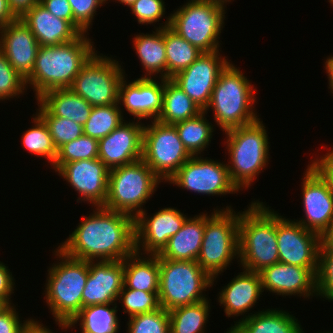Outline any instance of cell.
<instances>
[{
	"label": "cell",
	"mask_w": 333,
	"mask_h": 333,
	"mask_svg": "<svg viewBox=\"0 0 333 333\" xmlns=\"http://www.w3.org/2000/svg\"><path fill=\"white\" fill-rule=\"evenodd\" d=\"M34 126L23 132L22 144L29 153L36 157H45L52 166L57 158L58 150L54 145L49 129L45 122L35 114Z\"/></svg>",
	"instance_id": "8d00e7d4"
},
{
	"label": "cell",
	"mask_w": 333,
	"mask_h": 333,
	"mask_svg": "<svg viewBox=\"0 0 333 333\" xmlns=\"http://www.w3.org/2000/svg\"><path fill=\"white\" fill-rule=\"evenodd\" d=\"M239 259L241 267L260 272L279 262L277 213L259 200L240 212L238 223Z\"/></svg>",
	"instance_id": "3957f363"
},
{
	"label": "cell",
	"mask_w": 333,
	"mask_h": 333,
	"mask_svg": "<svg viewBox=\"0 0 333 333\" xmlns=\"http://www.w3.org/2000/svg\"><path fill=\"white\" fill-rule=\"evenodd\" d=\"M55 172L80 194L77 203L86 201L94 208L104 206L110 169L102 160L97 158L64 163Z\"/></svg>",
	"instance_id": "e0dca14e"
},
{
	"label": "cell",
	"mask_w": 333,
	"mask_h": 333,
	"mask_svg": "<svg viewBox=\"0 0 333 333\" xmlns=\"http://www.w3.org/2000/svg\"><path fill=\"white\" fill-rule=\"evenodd\" d=\"M140 252L135 251L123 259L124 286L129 289L159 292L158 255L148 254V257H144L142 250Z\"/></svg>",
	"instance_id": "83f0119b"
},
{
	"label": "cell",
	"mask_w": 333,
	"mask_h": 333,
	"mask_svg": "<svg viewBox=\"0 0 333 333\" xmlns=\"http://www.w3.org/2000/svg\"><path fill=\"white\" fill-rule=\"evenodd\" d=\"M261 118L225 132L227 163L232 182L239 190L248 189L269 163V139ZM269 155V156H268Z\"/></svg>",
	"instance_id": "8992f818"
},
{
	"label": "cell",
	"mask_w": 333,
	"mask_h": 333,
	"mask_svg": "<svg viewBox=\"0 0 333 333\" xmlns=\"http://www.w3.org/2000/svg\"><path fill=\"white\" fill-rule=\"evenodd\" d=\"M98 149L99 142L97 139L82 135L58 149L57 158L52 168L56 171L64 163L85 159H97Z\"/></svg>",
	"instance_id": "f35d334b"
},
{
	"label": "cell",
	"mask_w": 333,
	"mask_h": 333,
	"mask_svg": "<svg viewBox=\"0 0 333 333\" xmlns=\"http://www.w3.org/2000/svg\"><path fill=\"white\" fill-rule=\"evenodd\" d=\"M279 262L305 268H318V253L322 237L307 230L295 219L277 213Z\"/></svg>",
	"instance_id": "5bb4252c"
},
{
	"label": "cell",
	"mask_w": 333,
	"mask_h": 333,
	"mask_svg": "<svg viewBox=\"0 0 333 333\" xmlns=\"http://www.w3.org/2000/svg\"><path fill=\"white\" fill-rule=\"evenodd\" d=\"M161 181L142 160L110 170L108 194L103 208L136 218ZM142 207V208H141Z\"/></svg>",
	"instance_id": "ba28073f"
},
{
	"label": "cell",
	"mask_w": 333,
	"mask_h": 333,
	"mask_svg": "<svg viewBox=\"0 0 333 333\" xmlns=\"http://www.w3.org/2000/svg\"><path fill=\"white\" fill-rule=\"evenodd\" d=\"M262 292L259 272L243 269V272H240L220 290L218 302L224 306L226 317L240 316L245 313V317L241 318L244 319L249 317L246 314L258 303L257 300Z\"/></svg>",
	"instance_id": "cb8c5ba5"
},
{
	"label": "cell",
	"mask_w": 333,
	"mask_h": 333,
	"mask_svg": "<svg viewBox=\"0 0 333 333\" xmlns=\"http://www.w3.org/2000/svg\"><path fill=\"white\" fill-rule=\"evenodd\" d=\"M166 20L164 25H160L156 28V32L153 31L152 34H137L133 38V47L136 50V54L143 68L146 70L144 76L140 78L151 79L153 75L157 76L160 73L159 80L167 79L164 28L170 26V16H168Z\"/></svg>",
	"instance_id": "4316f807"
},
{
	"label": "cell",
	"mask_w": 333,
	"mask_h": 333,
	"mask_svg": "<svg viewBox=\"0 0 333 333\" xmlns=\"http://www.w3.org/2000/svg\"><path fill=\"white\" fill-rule=\"evenodd\" d=\"M17 17L11 11L7 0H0V28L15 21Z\"/></svg>",
	"instance_id": "816d5d0a"
},
{
	"label": "cell",
	"mask_w": 333,
	"mask_h": 333,
	"mask_svg": "<svg viewBox=\"0 0 333 333\" xmlns=\"http://www.w3.org/2000/svg\"><path fill=\"white\" fill-rule=\"evenodd\" d=\"M202 111L171 79H164L162 111L157 121L174 125L195 117Z\"/></svg>",
	"instance_id": "4dcf8cb0"
},
{
	"label": "cell",
	"mask_w": 333,
	"mask_h": 333,
	"mask_svg": "<svg viewBox=\"0 0 333 333\" xmlns=\"http://www.w3.org/2000/svg\"><path fill=\"white\" fill-rule=\"evenodd\" d=\"M209 300L179 306L169 312L170 333H205L210 312Z\"/></svg>",
	"instance_id": "e575fe53"
},
{
	"label": "cell",
	"mask_w": 333,
	"mask_h": 333,
	"mask_svg": "<svg viewBox=\"0 0 333 333\" xmlns=\"http://www.w3.org/2000/svg\"><path fill=\"white\" fill-rule=\"evenodd\" d=\"M125 79L119 84V105H124L134 120H157L162 111L164 79L137 78L129 83Z\"/></svg>",
	"instance_id": "44dd1931"
},
{
	"label": "cell",
	"mask_w": 333,
	"mask_h": 333,
	"mask_svg": "<svg viewBox=\"0 0 333 333\" xmlns=\"http://www.w3.org/2000/svg\"><path fill=\"white\" fill-rule=\"evenodd\" d=\"M215 209L209 216L205 213L204 237L196 260L199 266L212 277V284L217 276L231 265L233 259L239 258L240 211L236 214L231 206L220 210Z\"/></svg>",
	"instance_id": "52a82bcc"
},
{
	"label": "cell",
	"mask_w": 333,
	"mask_h": 333,
	"mask_svg": "<svg viewBox=\"0 0 333 333\" xmlns=\"http://www.w3.org/2000/svg\"><path fill=\"white\" fill-rule=\"evenodd\" d=\"M225 8L212 0H189L170 14V28L203 53L220 50Z\"/></svg>",
	"instance_id": "9c48e42d"
},
{
	"label": "cell",
	"mask_w": 333,
	"mask_h": 333,
	"mask_svg": "<svg viewBox=\"0 0 333 333\" xmlns=\"http://www.w3.org/2000/svg\"><path fill=\"white\" fill-rule=\"evenodd\" d=\"M151 122L143 129L142 160L161 181L167 182L192 155L174 125Z\"/></svg>",
	"instance_id": "7c38bea8"
},
{
	"label": "cell",
	"mask_w": 333,
	"mask_h": 333,
	"mask_svg": "<svg viewBox=\"0 0 333 333\" xmlns=\"http://www.w3.org/2000/svg\"><path fill=\"white\" fill-rule=\"evenodd\" d=\"M206 114V111H202L195 117L174 124L180 140L192 156L200 155L214 135V125L207 120Z\"/></svg>",
	"instance_id": "836d02e7"
},
{
	"label": "cell",
	"mask_w": 333,
	"mask_h": 333,
	"mask_svg": "<svg viewBox=\"0 0 333 333\" xmlns=\"http://www.w3.org/2000/svg\"><path fill=\"white\" fill-rule=\"evenodd\" d=\"M73 12V26L82 34L88 33L97 8L107 0H68ZM89 28V29H88Z\"/></svg>",
	"instance_id": "ee69618b"
},
{
	"label": "cell",
	"mask_w": 333,
	"mask_h": 333,
	"mask_svg": "<svg viewBox=\"0 0 333 333\" xmlns=\"http://www.w3.org/2000/svg\"><path fill=\"white\" fill-rule=\"evenodd\" d=\"M14 277L8 266H5L3 262L0 261V298L4 299L9 305H11V294L14 293Z\"/></svg>",
	"instance_id": "681fc988"
},
{
	"label": "cell",
	"mask_w": 333,
	"mask_h": 333,
	"mask_svg": "<svg viewBox=\"0 0 333 333\" xmlns=\"http://www.w3.org/2000/svg\"><path fill=\"white\" fill-rule=\"evenodd\" d=\"M159 303L166 311L208 299L212 277L196 261L159 258Z\"/></svg>",
	"instance_id": "30bf717a"
},
{
	"label": "cell",
	"mask_w": 333,
	"mask_h": 333,
	"mask_svg": "<svg viewBox=\"0 0 333 333\" xmlns=\"http://www.w3.org/2000/svg\"><path fill=\"white\" fill-rule=\"evenodd\" d=\"M186 219L185 214L172 207L162 208L150 218L144 210L135 218L136 252L142 248V254L158 255Z\"/></svg>",
	"instance_id": "ac0fdd59"
},
{
	"label": "cell",
	"mask_w": 333,
	"mask_h": 333,
	"mask_svg": "<svg viewBox=\"0 0 333 333\" xmlns=\"http://www.w3.org/2000/svg\"><path fill=\"white\" fill-rule=\"evenodd\" d=\"M97 54L96 51L81 67L69 89L92 107L119 104V84L125 71L119 61Z\"/></svg>",
	"instance_id": "8fae6325"
},
{
	"label": "cell",
	"mask_w": 333,
	"mask_h": 333,
	"mask_svg": "<svg viewBox=\"0 0 333 333\" xmlns=\"http://www.w3.org/2000/svg\"><path fill=\"white\" fill-rule=\"evenodd\" d=\"M110 305L114 307H110ZM117 304H97L82 308L66 329L80 322L81 333H118Z\"/></svg>",
	"instance_id": "1f68e13d"
},
{
	"label": "cell",
	"mask_w": 333,
	"mask_h": 333,
	"mask_svg": "<svg viewBox=\"0 0 333 333\" xmlns=\"http://www.w3.org/2000/svg\"><path fill=\"white\" fill-rule=\"evenodd\" d=\"M255 86L231 62L220 73L207 108L214 111V120L223 132L248 125L258 116Z\"/></svg>",
	"instance_id": "5b68a950"
},
{
	"label": "cell",
	"mask_w": 333,
	"mask_h": 333,
	"mask_svg": "<svg viewBox=\"0 0 333 333\" xmlns=\"http://www.w3.org/2000/svg\"><path fill=\"white\" fill-rule=\"evenodd\" d=\"M57 248L85 261L123 260L136 251L135 218L103 207L93 209Z\"/></svg>",
	"instance_id": "6da1fadb"
},
{
	"label": "cell",
	"mask_w": 333,
	"mask_h": 333,
	"mask_svg": "<svg viewBox=\"0 0 333 333\" xmlns=\"http://www.w3.org/2000/svg\"><path fill=\"white\" fill-rule=\"evenodd\" d=\"M9 8L17 18H21L33 6L40 3V0H7Z\"/></svg>",
	"instance_id": "f907efd6"
},
{
	"label": "cell",
	"mask_w": 333,
	"mask_h": 333,
	"mask_svg": "<svg viewBox=\"0 0 333 333\" xmlns=\"http://www.w3.org/2000/svg\"><path fill=\"white\" fill-rule=\"evenodd\" d=\"M39 109L36 114L47 125L57 150L64 144L83 135V126L67 118L54 116L38 99Z\"/></svg>",
	"instance_id": "74e56055"
},
{
	"label": "cell",
	"mask_w": 333,
	"mask_h": 333,
	"mask_svg": "<svg viewBox=\"0 0 333 333\" xmlns=\"http://www.w3.org/2000/svg\"><path fill=\"white\" fill-rule=\"evenodd\" d=\"M38 100L56 117L67 118L84 125L90 116L92 106L71 89H52Z\"/></svg>",
	"instance_id": "f546056e"
},
{
	"label": "cell",
	"mask_w": 333,
	"mask_h": 333,
	"mask_svg": "<svg viewBox=\"0 0 333 333\" xmlns=\"http://www.w3.org/2000/svg\"><path fill=\"white\" fill-rule=\"evenodd\" d=\"M40 4L55 17L67 20L73 25V12L68 0H40Z\"/></svg>",
	"instance_id": "c3c4849f"
},
{
	"label": "cell",
	"mask_w": 333,
	"mask_h": 333,
	"mask_svg": "<svg viewBox=\"0 0 333 333\" xmlns=\"http://www.w3.org/2000/svg\"><path fill=\"white\" fill-rule=\"evenodd\" d=\"M205 213L185 220L181 229L167 242L158 258L180 261H196L204 237Z\"/></svg>",
	"instance_id": "484cf974"
},
{
	"label": "cell",
	"mask_w": 333,
	"mask_h": 333,
	"mask_svg": "<svg viewBox=\"0 0 333 333\" xmlns=\"http://www.w3.org/2000/svg\"><path fill=\"white\" fill-rule=\"evenodd\" d=\"M108 1V0H107ZM122 3L123 5H127L129 8L137 1V0H115Z\"/></svg>",
	"instance_id": "9f6ffc18"
},
{
	"label": "cell",
	"mask_w": 333,
	"mask_h": 333,
	"mask_svg": "<svg viewBox=\"0 0 333 333\" xmlns=\"http://www.w3.org/2000/svg\"><path fill=\"white\" fill-rule=\"evenodd\" d=\"M26 81L11 66L4 53L0 50V101L24 94Z\"/></svg>",
	"instance_id": "7bdbcfd3"
},
{
	"label": "cell",
	"mask_w": 333,
	"mask_h": 333,
	"mask_svg": "<svg viewBox=\"0 0 333 333\" xmlns=\"http://www.w3.org/2000/svg\"><path fill=\"white\" fill-rule=\"evenodd\" d=\"M163 0H137L130 8L139 24L159 22L165 14Z\"/></svg>",
	"instance_id": "f6af8a7d"
},
{
	"label": "cell",
	"mask_w": 333,
	"mask_h": 333,
	"mask_svg": "<svg viewBox=\"0 0 333 333\" xmlns=\"http://www.w3.org/2000/svg\"><path fill=\"white\" fill-rule=\"evenodd\" d=\"M128 333H170L169 312L163 308L129 317Z\"/></svg>",
	"instance_id": "60d3db41"
},
{
	"label": "cell",
	"mask_w": 333,
	"mask_h": 333,
	"mask_svg": "<svg viewBox=\"0 0 333 333\" xmlns=\"http://www.w3.org/2000/svg\"><path fill=\"white\" fill-rule=\"evenodd\" d=\"M123 285V260L89 261L88 278L82 291V308L97 304H117Z\"/></svg>",
	"instance_id": "7402d4cb"
},
{
	"label": "cell",
	"mask_w": 333,
	"mask_h": 333,
	"mask_svg": "<svg viewBox=\"0 0 333 333\" xmlns=\"http://www.w3.org/2000/svg\"><path fill=\"white\" fill-rule=\"evenodd\" d=\"M207 158L191 156L167 182L209 196L239 192L230 178L227 164Z\"/></svg>",
	"instance_id": "4fadbf2b"
},
{
	"label": "cell",
	"mask_w": 333,
	"mask_h": 333,
	"mask_svg": "<svg viewBox=\"0 0 333 333\" xmlns=\"http://www.w3.org/2000/svg\"><path fill=\"white\" fill-rule=\"evenodd\" d=\"M316 296L333 301V252L321 242L316 272Z\"/></svg>",
	"instance_id": "b9f144b4"
},
{
	"label": "cell",
	"mask_w": 333,
	"mask_h": 333,
	"mask_svg": "<svg viewBox=\"0 0 333 333\" xmlns=\"http://www.w3.org/2000/svg\"><path fill=\"white\" fill-rule=\"evenodd\" d=\"M39 47L36 37L20 18L0 28V50L24 80L32 74Z\"/></svg>",
	"instance_id": "603a6c76"
},
{
	"label": "cell",
	"mask_w": 333,
	"mask_h": 333,
	"mask_svg": "<svg viewBox=\"0 0 333 333\" xmlns=\"http://www.w3.org/2000/svg\"><path fill=\"white\" fill-rule=\"evenodd\" d=\"M20 19L30 28L40 46L65 44L81 35L69 21L55 17L40 3Z\"/></svg>",
	"instance_id": "d4e9b609"
},
{
	"label": "cell",
	"mask_w": 333,
	"mask_h": 333,
	"mask_svg": "<svg viewBox=\"0 0 333 333\" xmlns=\"http://www.w3.org/2000/svg\"><path fill=\"white\" fill-rule=\"evenodd\" d=\"M144 124L122 122L109 135L98 140V158L111 170L142 159Z\"/></svg>",
	"instance_id": "d6986e66"
},
{
	"label": "cell",
	"mask_w": 333,
	"mask_h": 333,
	"mask_svg": "<svg viewBox=\"0 0 333 333\" xmlns=\"http://www.w3.org/2000/svg\"><path fill=\"white\" fill-rule=\"evenodd\" d=\"M226 58L220 55L219 50L202 53L192 65L176 74L171 80L204 111L220 73L230 63Z\"/></svg>",
	"instance_id": "2e32d148"
},
{
	"label": "cell",
	"mask_w": 333,
	"mask_h": 333,
	"mask_svg": "<svg viewBox=\"0 0 333 333\" xmlns=\"http://www.w3.org/2000/svg\"><path fill=\"white\" fill-rule=\"evenodd\" d=\"M316 272L317 268L278 262L262 269L259 275L263 292L267 290L283 297L297 294L312 298L316 295Z\"/></svg>",
	"instance_id": "ffe728a7"
},
{
	"label": "cell",
	"mask_w": 333,
	"mask_h": 333,
	"mask_svg": "<svg viewBox=\"0 0 333 333\" xmlns=\"http://www.w3.org/2000/svg\"><path fill=\"white\" fill-rule=\"evenodd\" d=\"M164 43L167 58V79H171L192 65L203 53L170 27L164 28Z\"/></svg>",
	"instance_id": "d6a6232c"
},
{
	"label": "cell",
	"mask_w": 333,
	"mask_h": 333,
	"mask_svg": "<svg viewBox=\"0 0 333 333\" xmlns=\"http://www.w3.org/2000/svg\"><path fill=\"white\" fill-rule=\"evenodd\" d=\"M95 51L86 33L65 44L40 46L32 74L25 80L27 88L32 85L37 99L48 90L70 88Z\"/></svg>",
	"instance_id": "7a4b0ae2"
},
{
	"label": "cell",
	"mask_w": 333,
	"mask_h": 333,
	"mask_svg": "<svg viewBox=\"0 0 333 333\" xmlns=\"http://www.w3.org/2000/svg\"><path fill=\"white\" fill-rule=\"evenodd\" d=\"M19 333H54L52 330L43 325V323H39V321H35L34 319H30L20 330Z\"/></svg>",
	"instance_id": "f5cc1de1"
},
{
	"label": "cell",
	"mask_w": 333,
	"mask_h": 333,
	"mask_svg": "<svg viewBox=\"0 0 333 333\" xmlns=\"http://www.w3.org/2000/svg\"><path fill=\"white\" fill-rule=\"evenodd\" d=\"M236 325L242 333H302L303 329L295 316L285 310L267 309L248 313Z\"/></svg>",
	"instance_id": "f1b7e54d"
},
{
	"label": "cell",
	"mask_w": 333,
	"mask_h": 333,
	"mask_svg": "<svg viewBox=\"0 0 333 333\" xmlns=\"http://www.w3.org/2000/svg\"><path fill=\"white\" fill-rule=\"evenodd\" d=\"M9 304L4 300L0 298V313L5 310Z\"/></svg>",
	"instance_id": "6f0895ef"
},
{
	"label": "cell",
	"mask_w": 333,
	"mask_h": 333,
	"mask_svg": "<svg viewBox=\"0 0 333 333\" xmlns=\"http://www.w3.org/2000/svg\"><path fill=\"white\" fill-rule=\"evenodd\" d=\"M329 151L320 158L311 159L310 164L323 176L333 192V149Z\"/></svg>",
	"instance_id": "7dc6e473"
},
{
	"label": "cell",
	"mask_w": 333,
	"mask_h": 333,
	"mask_svg": "<svg viewBox=\"0 0 333 333\" xmlns=\"http://www.w3.org/2000/svg\"><path fill=\"white\" fill-rule=\"evenodd\" d=\"M301 182L304 219L296 222L321 237L333 225V192L323 176L308 164Z\"/></svg>",
	"instance_id": "9a60e30c"
},
{
	"label": "cell",
	"mask_w": 333,
	"mask_h": 333,
	"mask_svg": "<svg viewBox=\"0 0 333 333\" xmlns=\"http://www.w3.org/2000/svg\"><path fill=\"white\" fill-rule=\"evenodd\" d=\"M212 1H214L216 4H220V5H222V6H224V7H226L225 5L229 2H231V0H212Z\"/></svg>",
	"instance_id": "91938a15"
},
{
	"label": "cell",
	"mask_w": 333,
	"mask_h": 333,
	"mask_svg": "<svg viewBox=\"0 0 333 333\" xmlns=\"http://www.w3.org/2000/svg\"><path fill=\"white\" fill-rule=\"evenodd\" d=\"M326 73L328 74V80H329V88L331 93H333V56H328L327 60L325 61V67Z\"/></svg>",
	"instance_id": "db71d44e"
},
{
	"label": "cell",
	"mask_w": 333,
	"mask_h": 333,
	"mask_svg": "<svg viewBox=\"0 0 333 333\" xmlns=\"http://www.w3.org/2000/svg\"><path fill=\"white\" fill-rule=\"evenodd\" d=\"M30 319L20 321L19 315L13 304L0 313V333H19Z\"/></svg>",
	"instance_id": "bcb514c9"
},
{
	"label": "cell",
	"mask_w": 333,
	"mask_h": 333,
	"mask_svg": "<svg viewBox=\"0 0 333 333\" xmlns=\"http://www.w3.org/2000/svg\"><path fill=\"white\" fill-rule=\"evenodd\" d=\"M59 258L48 269L45 298L46 303L63 330L82 309V291L89 273V261L74 259L58 248L54 251Z\"/></svg>",
	"instance_id": "277c9868"
},
{
	"label": "cell",
	"mask_w": 333,
	"mask_h": 333,
	"mask_svg": "<svg viewBox=\"0 0 333 333\" xmlns=\"http://www.w3.org/2000/svg\"><path fill=\"white\" fill-rule=\"evenodd\" d=\"M117 300L123 304V313H127L129 317L160 308L158 292L129 289L124 285Z\"/></svg>",
	"instance_id": "ab89813d"
},
{
	"label": "cell",
	"mask_w": 333,
	"mask_h": 333,
	"mask_svg": "<svg viewBox=\"0 0 333 333\" xmlns=\"http://www.w3.org/2000/svg\"><path fill=\"white\" fill-rule=\"evenodd\" d=\"M226 333H242L241 330L236 326L232 325Z\"/></svg>",
	"instance_id": "680465c9"
},
{
	"label": "cell",
	"mask_w": 333,
	"mask_h": 333,
	"mask_svg": "<svg viewBox=\"0 0 333 333\" xmlns=\"http://www.w3.org/2000/svg\"><path fill=\"white\" fill-rule=\"evenodd\" d=\"M122 110L119 104L93 107L83 125V135L97 140L106 137L125 121Z\"/></svg>",
	"instance_id": "d590c367"
},
{
	"label": "cell",
	"mask_w": 333,
	"mask_h": 333,
	"mask_svg": "<svg viewBox=\"0 0 333 333\" xmlns=\"http://www.w3.org/2000/svg\"><path fill=\"white\" fill-rule=\"evenodd\" d=\"M322 242L333 252V225L322 236Z\"/></svg>",
	"instance_id": "11a10c76"
}]
</instances>
